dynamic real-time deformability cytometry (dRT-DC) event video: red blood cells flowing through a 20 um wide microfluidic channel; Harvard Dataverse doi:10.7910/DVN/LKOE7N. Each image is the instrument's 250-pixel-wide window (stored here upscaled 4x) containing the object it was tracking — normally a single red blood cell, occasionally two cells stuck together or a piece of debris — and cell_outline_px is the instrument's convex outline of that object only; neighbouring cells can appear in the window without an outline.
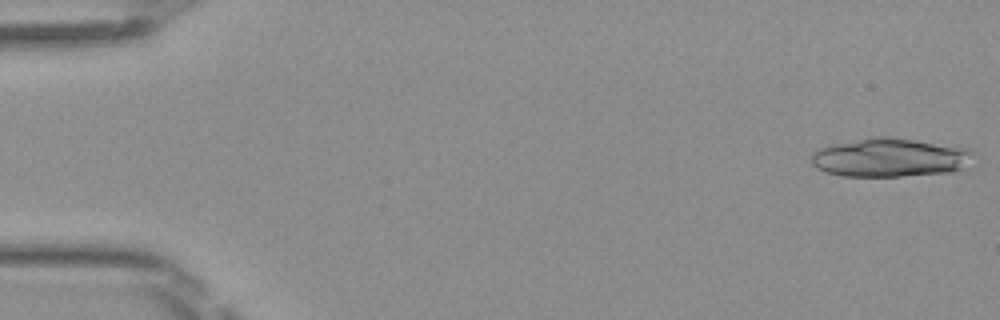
{"species": "Egyptian fruit bat (a non-hibernating species)", "species_latin": "Rousettus aegyptiacus", "temperature_condition": "room temperature", "stored_images_in_passage": 5, "camera_frame_rate_fps": 3000, "um_per_image_px": 0.085, "frame": {"image": 1, "passage_image": 1, "time_ms": 0.0, "image_size_px": [1000, 320], "cell_outline_px": [[976, 152], [960, 168], [952, 172], [900, 176], [840, 176], [824, 172], [816, 168], [812, 164], [808, 156], [816, 148], [832, 144], [868, 136], [888, 136], [972, 148]], "centroid_in_image_um": [75.55, 13.37], "position_along_channel_um": 9.4, "area_um2": 37.11}}